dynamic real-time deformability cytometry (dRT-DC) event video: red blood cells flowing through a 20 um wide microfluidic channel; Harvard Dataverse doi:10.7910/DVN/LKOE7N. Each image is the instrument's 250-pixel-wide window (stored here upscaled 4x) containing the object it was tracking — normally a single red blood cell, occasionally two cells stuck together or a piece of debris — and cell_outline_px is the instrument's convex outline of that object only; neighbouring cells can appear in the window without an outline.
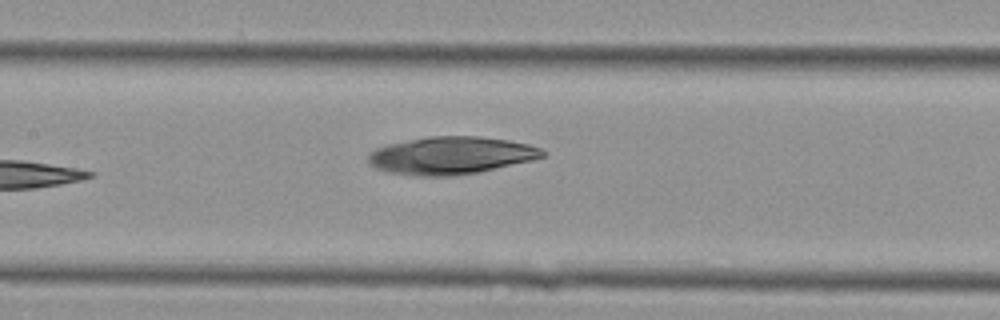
{"species": "Egyptian fruit bat (a non-hibernating species)", "species_latin": "Rousettus aegyptiacus", "temperature_condition": "cold", "stored_images_in_passage": 35, "camera_frame_rate_fps": 3000, "um_per_image_px": 0.085, "animal": {"sex": "female"}, "frame": {"image": 1, "passage_image": 9, "time_ms": 2.667, "image_size_px": [1000, 320], "cell_outline_px": [[544, 156], [532, 160], [480, 172], [452, 176], [416, 176], [388, 172], [376, 168], [368, 164], [368, 156], [376, 148], [388, 144], [432, 136], [480, 136], [508, 140], [528, 144], [540, 148], [544, 152]], "centroid_in_image_um": [38.32, 13.22], "position_along_channel_um": 169.1, "area_um2": 38.03}}
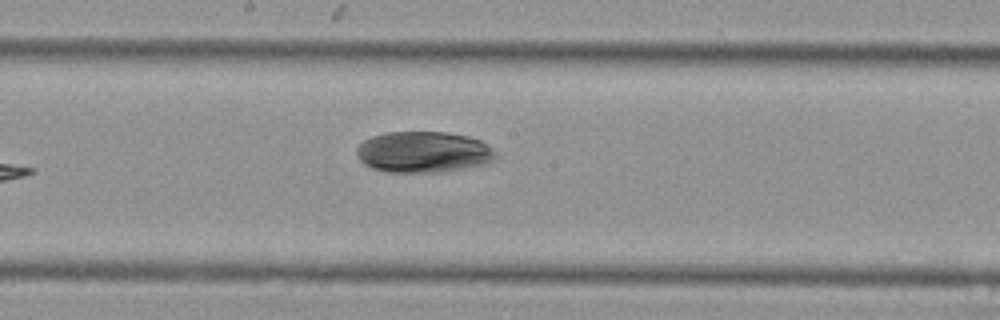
{"frame": {"image": 2, "passage_image": 12, "time_ms": 3.667, "image_size_px": [1000, 320], "cell_outline_px": [[496, 156], [488, 164], [440, 172], [384, 172], [372, 168], [364, 164], [360, 160], [356, 152], [356, 148], [364, 140], [372, 136], [388, 132], [444, 132], [468, 136], [480, 140], [496, 152]], "centroid_in_image_um": [35.97, 12.93], "position_along_channel_um": 212.2, "area_um2": 33.35}}
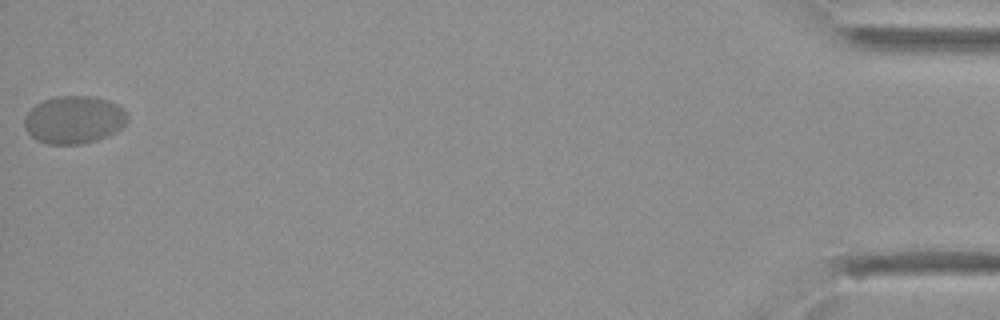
{"frame": {"image": 3, "passage_image": 35, "time_ms": 11.333, "image_size_px": [1000, 320], "cell_outline_px": [[128, 120], [116, 132], [108, 136], [96, 140], [80, 144], [48, 144], [36, 140], [24, 128], [24, 116], [36, 104], [44, 100], [56, 96], [92, 96], [108, 100], [124, 108], [128, 112]], "centroid_in_image_um": [6.3, 10.18], "position_along_channel_um": 428.9, "area_um2": 28.84}}